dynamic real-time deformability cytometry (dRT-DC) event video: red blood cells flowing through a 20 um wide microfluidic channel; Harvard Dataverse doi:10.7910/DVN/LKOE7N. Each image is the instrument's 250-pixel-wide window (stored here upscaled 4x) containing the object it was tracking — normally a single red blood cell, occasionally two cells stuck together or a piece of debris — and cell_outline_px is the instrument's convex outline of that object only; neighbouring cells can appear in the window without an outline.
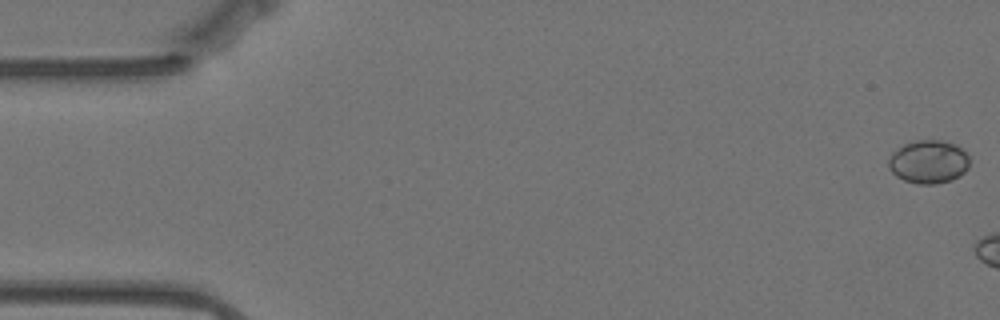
{"species": "Egyptian fruit bat (a non-hibernating species)", "species_latin": "Rousettus aegyptiacus", "temperature_condition": "warm", "stored_images_in_passage": 5, "camera_frame_rate_fps": 3000, "um_per_image_px": 0.085, "animal": {"sex": "female"}, "frame": {"image": 1, "passage_image": 1, "time_ms": 0.0, "image_size_px": [1000, 320], "cell_outline_px": [[968, 168], [960, 176], [936, 184], [916, 184], [904, 180], [896, 176], [888, 168], [888, 160], [892, 152], [904, 144], [916, 140], [940, 140], [952, 144], [960, 148], [968, 156]], "centroid_in_image_um": [78.88, 13.76], "position_along_channel_um": 6.1, "area_um2": 20.29}}